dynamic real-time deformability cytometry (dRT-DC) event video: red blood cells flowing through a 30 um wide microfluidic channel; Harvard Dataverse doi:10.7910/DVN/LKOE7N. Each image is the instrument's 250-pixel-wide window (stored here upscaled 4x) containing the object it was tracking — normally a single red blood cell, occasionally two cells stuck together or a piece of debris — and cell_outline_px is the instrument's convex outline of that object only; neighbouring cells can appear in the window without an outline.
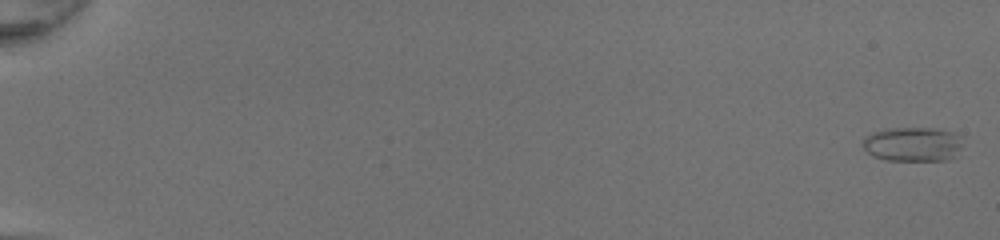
{"species": "common noctule bat (a hibernating species)", "species_latin": "Nyctalus noctula", "temperature_condition": "room temperature", "stored_images_in_passage": 51, "camera_frame_rate_fps": 3000, "um_per_image_px": 0.085, "animal": {"sex": "female", "body_mass_g": 20.0, "forearm_length_mm": 54.0}, "frame": {"image": 1, "passage_image": 1, "time_ms": 0.0, "image_size_px": [1000, 240], "cell_outline_px": [[964, 136], [960, 148], [948, 160], [884, 160], [872, 156], [864, 148], [864, 136], [872, 132], [884, 128], [936, 128], [952, 132]], "centroid_in_image_um": [77.58, 12.24], "position_along_channel_um": 7.4, "area_um2": 20.17}}
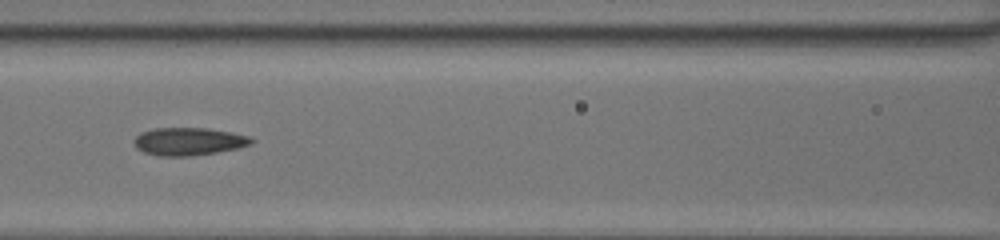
{"frame": {"image": 2, "passage_image": 26, "time_ms": 8.333, "image_size_px": [1000, 240], "cell_outline_px": [[256, 140], [252, 144], [240, 148], [216, 152], [188, 156], [160, 156], [144, 152], [136, 148], [132, 140], [140, 132], [152, 128], [208, 128], [252, 136]], "centroid_in_image_um": [16.06, 12.01], "position_along_channel_um": 150.5, "area_um2": 19.25}}
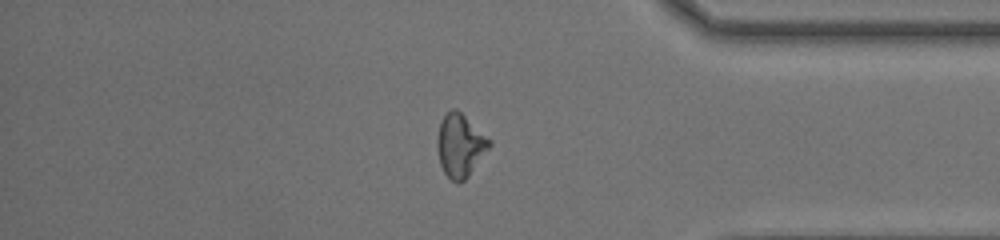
{"frame": {"image": 3, "passage_image": 44, "time_ms": 14.333, "image_size_px": [1000, 240], "cell_outline_px": [[492, 144], [468, 176], [464, 180], [456, 184], [444, 172], [440, 164], [436, 144], [436, 140], [440, 120], [452, 108], [456, 108], [492, 140]], "centroid_in_image_um": [39.1, 12.35], "position_along_channel_um": 396.1, "area_um2": 19.13}, "authors_computed_cell_mechanics": {"area_um2": 19.2474, "velocity_mm_per_s": 4.3373, "shape_relaxation_time_tau1_ms": null, "shape_relaxation_time_tau2_ms": 2.6057, "deformation_change_tau1": null, "deformation_change_tau2": 0.0987}}